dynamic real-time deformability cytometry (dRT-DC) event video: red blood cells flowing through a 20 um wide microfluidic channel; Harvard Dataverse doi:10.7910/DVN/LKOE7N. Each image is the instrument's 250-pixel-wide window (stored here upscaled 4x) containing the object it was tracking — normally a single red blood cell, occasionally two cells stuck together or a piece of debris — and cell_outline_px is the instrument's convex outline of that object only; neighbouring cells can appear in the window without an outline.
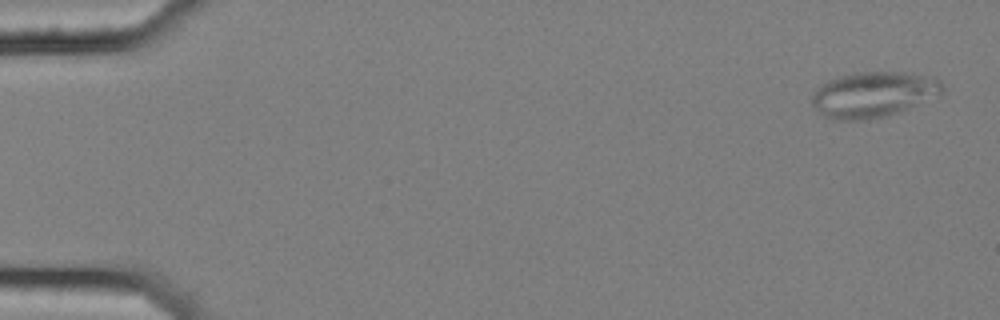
{"species": "common noctule bat (a hibernating species)", "species_latin": "Nyctalus noctula", "temperature_condition": "cold", "stored_images_in_passage": 56, "segment_of_instrument_passage": [1, 2], "camera_frame_rate_fps": 3000, "um_per_image_px": 0.085, "animal": {"sex": "female", "body_mass_g": 25.1}, "frame": {"image": 1, "passage_image": 2, "time_ms": 0.333, "image_size_px": [1000, 320], "cell_outline_px": [[944, 88], [940, 96], [888, 116], [868, 120], [836, 120], [824, 116], [812, 104], [812, 92], [820, 84], [836, 76], [856, 72], [900, 72], [940, 80]], "centroid_in_image_um": [74.2, 8.04], "position_along_channel_um": 10.8, "area_um2": 34.74}}
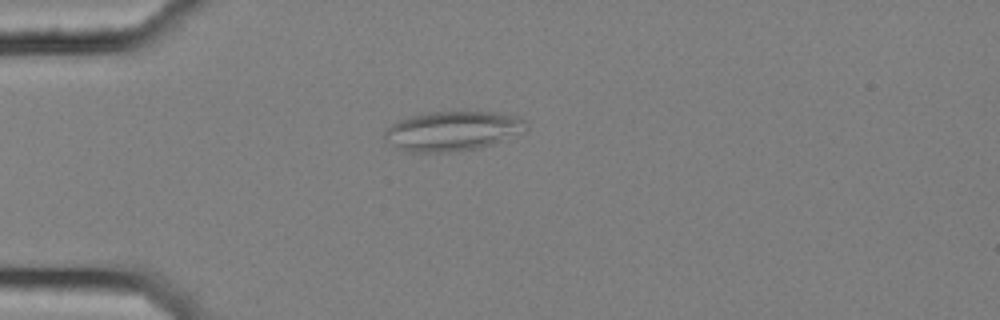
{"frame": {"image": 2, "passage_image": 15, "time_ms": 4.667, "image_size_px": [1000, 320], "cell_outline_px": [[528, 128], [524, 132], [492, 144], [480, 148], [452, 152], [412, 152], [396, 148], [384, 136], [384, 132], [392, 124], [400, 120], [412, 116], [428, 112], [500, 112], [516, 116], [524, 120], [528, 124]], "centroid_in_image_um": [38.52, 11.14], "position_along_channel_um": 46.5, "area_um2": 32.6}}